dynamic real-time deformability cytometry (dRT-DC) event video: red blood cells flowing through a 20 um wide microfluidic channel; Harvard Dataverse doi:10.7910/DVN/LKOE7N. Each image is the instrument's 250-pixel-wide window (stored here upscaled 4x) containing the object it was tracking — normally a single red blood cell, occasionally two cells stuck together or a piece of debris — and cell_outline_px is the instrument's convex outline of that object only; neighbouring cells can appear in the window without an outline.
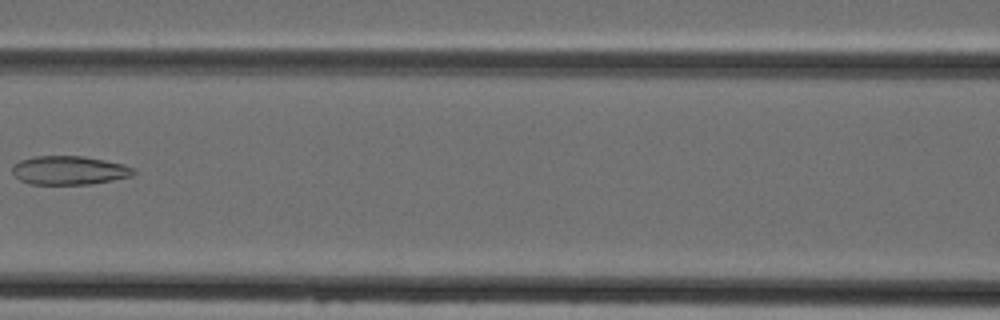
{"species": "Egyptian fruit bat (a non-hibernating species)", "species_latin": "Rousettus aegyptiacus", "temperature_condition": "cold", "stored_images_in_passage": 5, "camera_frame_rate_fps": 3000, "um_per_image_px": 0.085, "animal": {"sex": "female"}, "frame": {"image": 1, "passage_image": 5, "time_ms": 4.667, "image_size_px": [1000, 320], "cell_outline_px": [[136, 172], [132, 176], [92, 184], [28, 184], [20, 180], [12, 172], [12, 164], [20, 160], [36, 156], [84, 156], [124, 164], [136, 168]], "centroid_in_image_um": [5.89, 14.47], "position_along_channel_um": 160.7, "area_um2": 20.46}}